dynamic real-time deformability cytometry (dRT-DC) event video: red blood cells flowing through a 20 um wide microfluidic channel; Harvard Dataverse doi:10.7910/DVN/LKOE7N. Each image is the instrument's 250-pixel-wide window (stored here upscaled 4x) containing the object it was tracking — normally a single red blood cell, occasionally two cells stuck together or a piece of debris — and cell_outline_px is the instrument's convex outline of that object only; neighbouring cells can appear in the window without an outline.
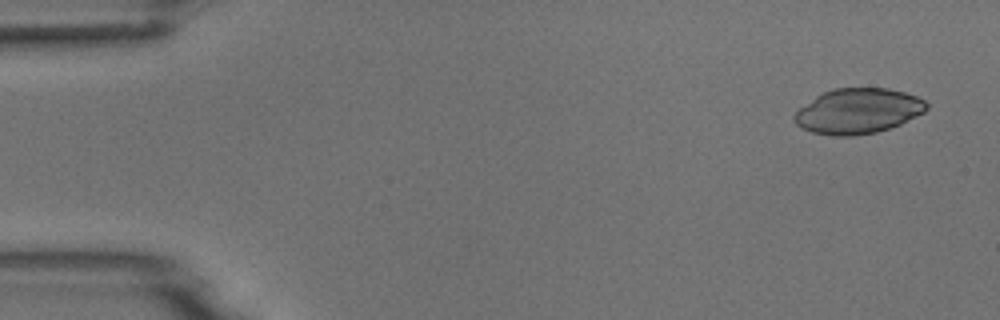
{"species": "common noctule bat (a hibernating species)", "species_latin": "Nyctalus noctula", "temperature_condition": "room temperature", "stored_images_in_passage": 4, "camera_frame_rate_fps": 3000, "um_per_image_px": 0.085, "animal": {"sex": "male", "body_mass_g": 18.8}, "frame": {"image": 1, "passage_image": 1, "time_ms": 0.0, "image_size_px": [1000, 320], "cell_outline_px": [[928, 108], [924, 112], [900, 124], [876, 132], [852, 136], [832, 136], [812, 132], [800, 128], [792, 120], [792, 116], [800, 108], [816, 96], [832, 88], [888, 88], [904, 92], [916, 96], [924, 100], [928, 104]], "centroid_in_image_um": [72.91, 9.44], "position_along_channel_um": 12.1, "area_um2": 34.85}}